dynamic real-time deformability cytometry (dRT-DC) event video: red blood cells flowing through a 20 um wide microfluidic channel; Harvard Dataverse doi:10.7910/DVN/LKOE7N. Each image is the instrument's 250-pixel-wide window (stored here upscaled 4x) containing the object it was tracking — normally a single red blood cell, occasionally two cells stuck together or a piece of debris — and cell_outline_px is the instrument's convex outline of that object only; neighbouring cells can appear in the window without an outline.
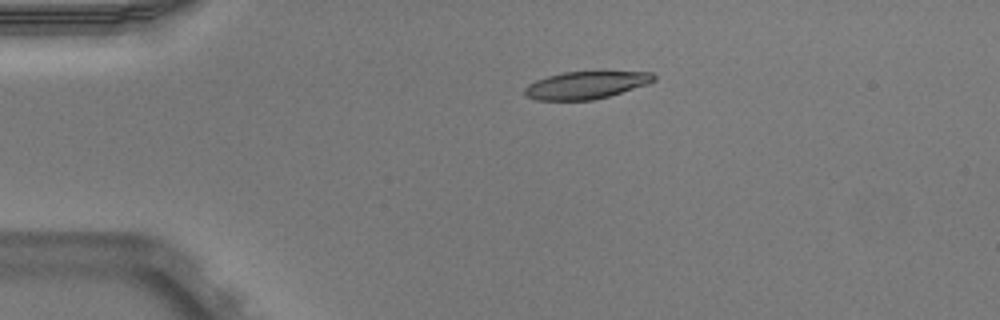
{"species": "Egyptian fruit bat (a non-hibernating species)", "species_latin": "Rousettus aegyptiacus", "temperature_condition": "warm", "stored_images_in_passage": 41, "camera_frame_rate_fps": 3000, "um_per_image_px": 0.085, "animal": {"sex": "male"}, "frame": {"image": 1, "passage_image": 1, "time_ms": 0.0, "image_size_px": [1000, 320], "cell_outline_px": [[656, 80], [648, 84], [608, 96], [592, 100], [536, 100], [524, 96], [524, 88], [528, 84], [536, 80], [548, 76], [564, 72], [604, 68], [652, 72], [656, 76]], "centroid_in_image_um": [49.89, 7.17], "position_along_channel_um": 35.1, "area_um2": 21.85}}
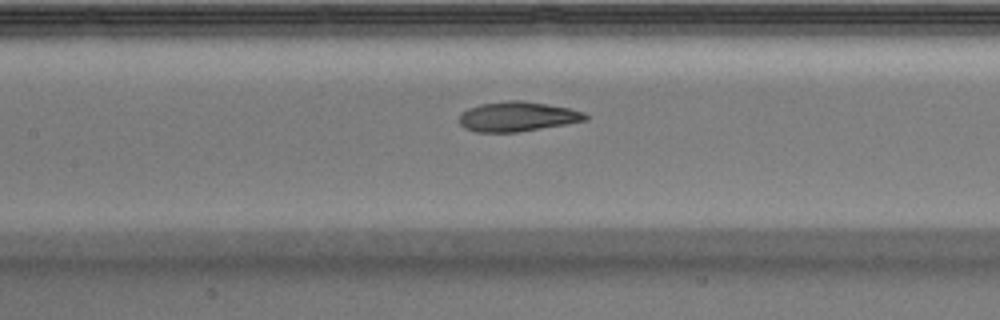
{"frame": {"image": 2, "passage_image": 14, "time_ms": 4.333, "image_size_px": [1000, 320], "cell_outline_px": [[588, 120], [516, 132], [476, 132], [464, 128], [460, 124], [460, 112], [468, 108], [480, 104], [508, 100], [520, 100], [568, 108], [584, 112], [588, 116]], "centroid_in_image_um": [43.94, 9.91], "position_along_channel_um": 163.5, "area_um2": 21.68}}
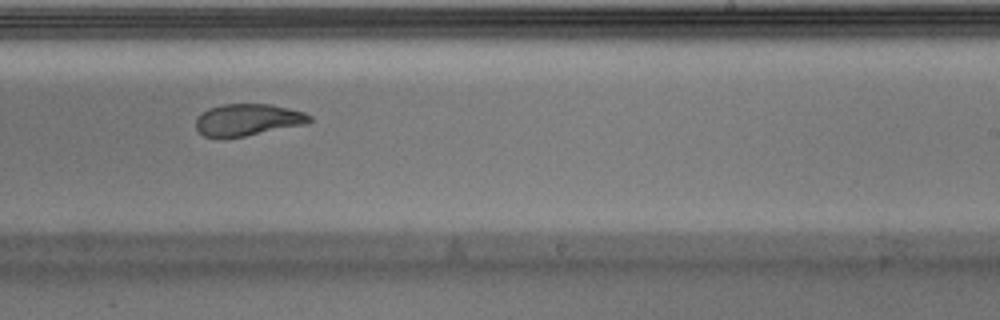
{"frame": {"image": 3, "passage_image": 22, "time_ms": 7.0, "image_size_px": [1000, 320], "cell_outline_px": [[312, 120], [308, 124], [244, 136], [220, 140], [204, 136], [196, 128], [196, 116], [200, 112], [208, 108], [224, 104], [272, 104], [304, 112], [312, 116]], "centroid_in_image_um": [21.03, 10.2], "position_along_channel_um": 268.0, "area_um2": 21.62}, "authors_computed_cell_mechanics": {"area_um2": 22.3686, "velocity_mm_per_s": 3.9334, "shape_relaxation_time_tau1_ms": null, "shape_relaxation_time_tau2_ms": 1.5861, "deformation_change_tau1": null, "deformation_change_tau2": 0.0721}}